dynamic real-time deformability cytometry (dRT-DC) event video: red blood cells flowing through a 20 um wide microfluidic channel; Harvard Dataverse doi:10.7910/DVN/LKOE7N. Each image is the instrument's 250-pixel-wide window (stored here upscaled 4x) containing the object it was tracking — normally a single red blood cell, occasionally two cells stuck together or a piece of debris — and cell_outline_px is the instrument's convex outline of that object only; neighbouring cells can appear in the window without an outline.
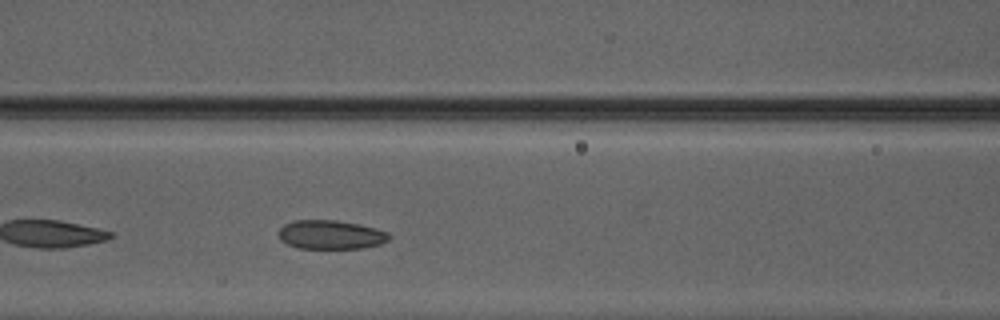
{"species": "Egyptian fruit bat (a non-hibernating species)", "species_latin": "Rousettus aegyptiacus", "temperature_condition": "warm", "stored_images_in_passage": 32, "camera_frame_rate_fps": 3000, "um_per_image_px": 0.085, "animal": {"sex": "male"}, "frame": {"image": 1, "passage_image": 12, "time_ms": 3.667, "image_size_px": [1000, 320], "cell_outline_px": [[392, 236], [388, 240], [380, 244], [364, 248], [300, 248], [288, 244], [280, 240], [280, 228], [284, 224], [292, 220], [336, 220], [376, 228], [388, 232]], "centroid_in_image_um": [28.13, 19.94], "position_along_channel_um": 138.5, "area_um2": 18.55}}
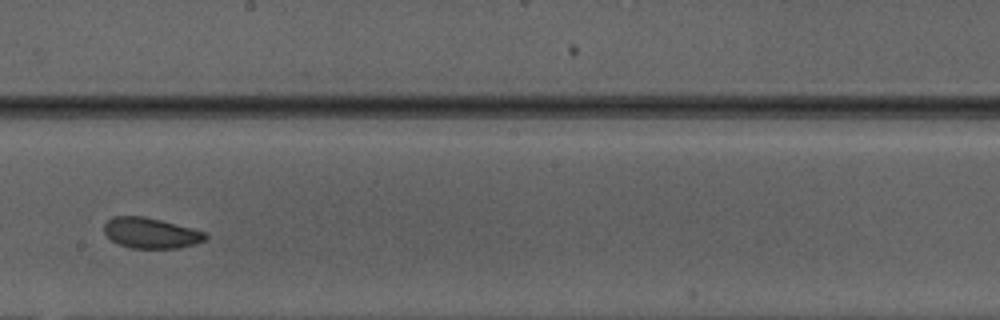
{"frame": {"image": 2, "passage_image": 19, "time_ms": 6.0, "image_size_px": [1000, 320], "cell_outline_px": [[208, 236], [204, 240], [196, 244], [176, 248], [132, 248], [120, 244], [112, 240], [104, 232], [104, 224], [112, 216], [144, 216], [192, 228], [204, 232]], "centroid_in_image_um": [12.81, 19.8], "position_along_channel_um": 235.4, "area_um2": 17.86}}
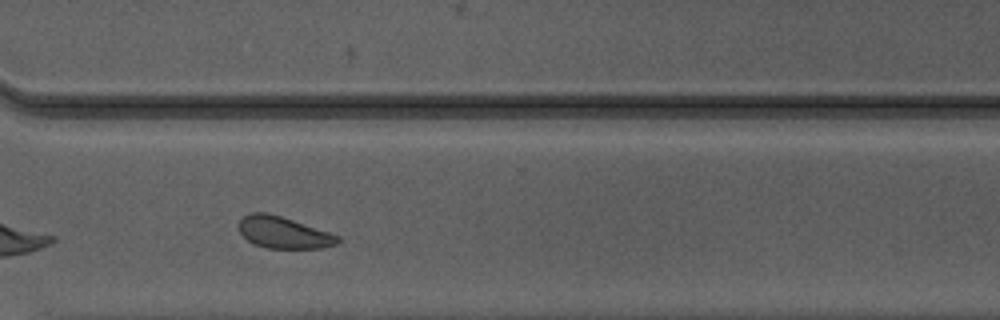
{"frame": {"image": 3, "passage_image": 27, "time_ms": 8.667, "image_size_px": [1000, 320], "cell_outline_px": [[340, 240], [336, 244], [320, 248], [264, 248], [248, 240], [240, 232], [240, 220], [244, 216], [252, 212], [268, 212], [340, 236]], "centroid_in_image_um": [24.09, 19.76], "position_along_channel_um": 346.5, "area_um2": 17.92}, "authors_computed_cell_mechanics": {"area_um2": 18.7272, "velocity_mm_per_s": 4.1631, "shape_relaxation_time_tau1_ms": 6.7185, "shape_relaxation_time_tau2_ms": null, "deformation_change_tau1": 0.1084, "deformation_change_tau2": null}}